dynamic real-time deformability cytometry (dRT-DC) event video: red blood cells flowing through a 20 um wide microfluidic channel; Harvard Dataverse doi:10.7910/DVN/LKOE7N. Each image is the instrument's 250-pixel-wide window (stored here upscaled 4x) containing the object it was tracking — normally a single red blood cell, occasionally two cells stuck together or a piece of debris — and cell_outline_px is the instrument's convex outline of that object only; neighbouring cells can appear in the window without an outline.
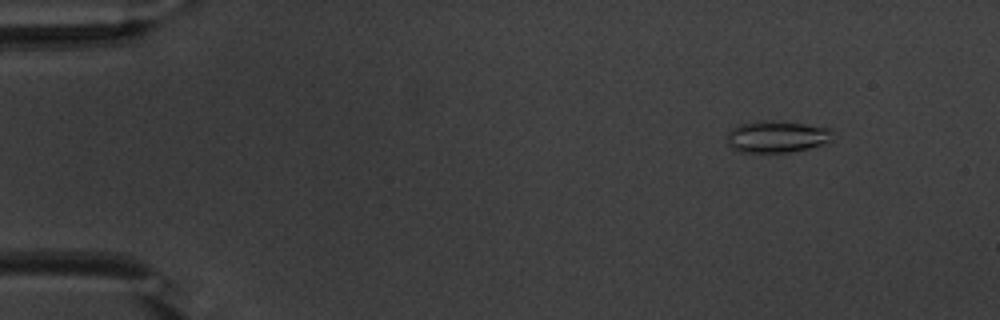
{"species": "common noctule bat (a hibernating species)", "species_latin": "Nyctalus noctula", "temperature_condition": "warm", "stored_images_in_passage": 50, "camera_frame_rate_fps": 3000, "um_per_image_px": 0.085, "animal": {"sex": "male", "body_mass_g": 20.1, "forearm_length_mm": 53.5}, "frame": {"image": 1, "passage_image": 3, "time_ms": 0.667, "image_size_px": [1000, 320], "cell_outline_px": [[832, 128], [828, 140], [820, 144], [808, 148], [788, 152], [764, 156], [740, 152], [732, 148], [728, 144], [728, 132], [732, 128], [740, 124], [756, 120], [764, 120], [804, 124]], "centroid_in_image_um": [65.92, 11.66], "position_along_channel_um": 19.1, "area_um2": 19.88}}
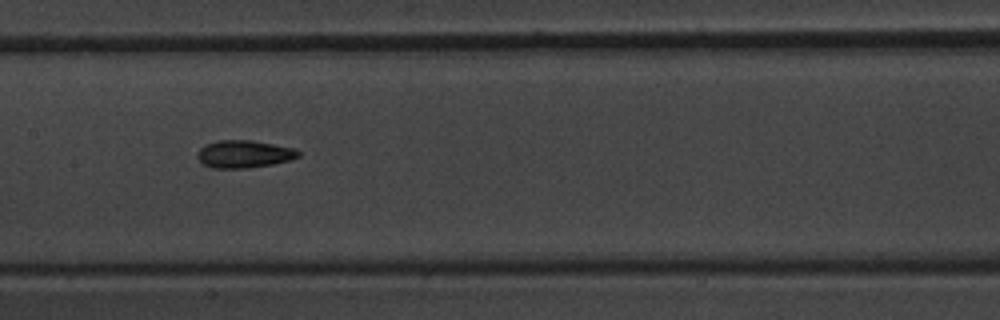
{"frame": {"image": 2, "passage_image": 24, "time_ms": 7.667, "image_size_px": [1000, 320], "cell_outline_px": [[300, 156], [288, 160], [272, 164], [248, 168], [212, 168], [204, 164], [196, 156], [196, 152], [204, 144], [220, 140], [252, 140], [296, 148], [300, 152]], "centroid_in_image_um": [20.73, 13.08], "position_along_channel_um": 186.7, "area_um2": 16.3}}
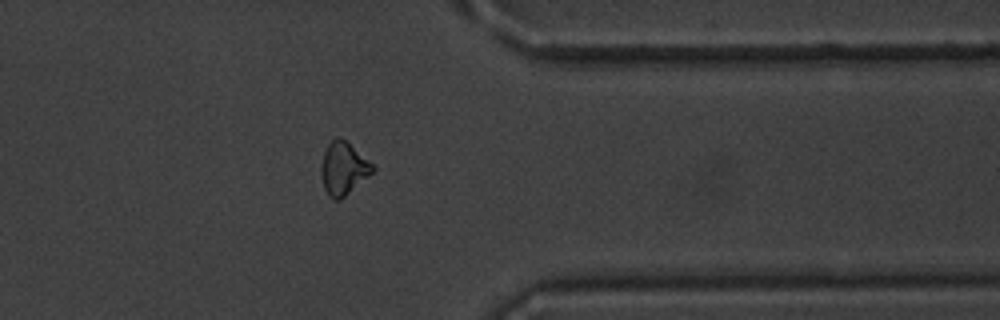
{"frame": {"image": 3, "passage_image": 40, "time_ms": 13.0, "image_size_px": [1000, 320], "cell_outline_px": [[376, 168], [368, 176], [340, 200], [332, 200], [328, 196], [324, 188], [320, 172], [320, 168], [324, 152], [328, 144], [336, 136], [340, 136], [376, 164]], "centroid_in_image_um": [29.2, 14.3], "position_along_channel_um": 382.2, "area_um2": 16.07}, "authors_computed_cell_mechanics": {"area_um2": 16.0684, "velocity_mm_per_s": 3.8178, "shape_relaxation_time_tau1_ms": 4.049, "shape_relaxation_time_tau2_ms": 3.4739, "deformation_change_tau1": 0.1066, "deformation_change_tau2": 0.1055}}